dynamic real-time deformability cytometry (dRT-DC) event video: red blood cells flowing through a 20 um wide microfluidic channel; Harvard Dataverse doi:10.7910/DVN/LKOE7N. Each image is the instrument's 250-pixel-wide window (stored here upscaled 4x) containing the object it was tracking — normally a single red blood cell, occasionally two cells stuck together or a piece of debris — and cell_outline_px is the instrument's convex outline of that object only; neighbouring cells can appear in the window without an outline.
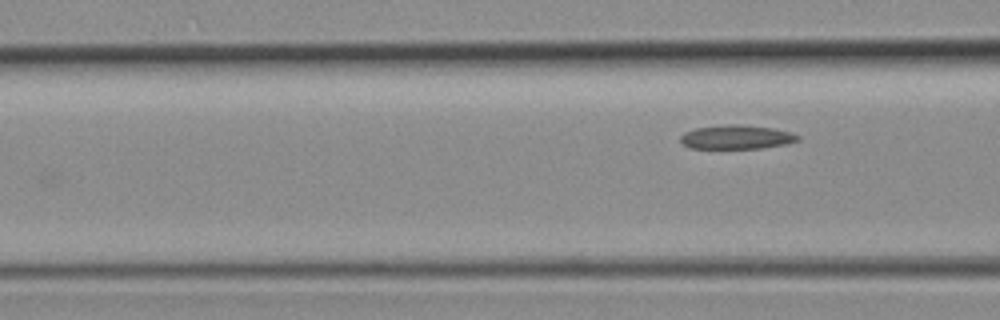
{"species": "common noctule bat (a hibernating species)", "species_latin": "Nyctalus noctula", "temperature_condition": "room temperature", "stored_images_in_passage": 4, "camera_frame_rate_fps": 3000, "um_per_image_px": 0.085, "animal": {"sex": "female", "body_mass_g": 19.3, "forearm_length_mm": 54.1}, "frame": {"image": 1, "passage_image": 4, "time_ms": 1.0, "image_size_px": [1000, 320], "cell_outline_px": [[800, 140], [784, 144], [760, 148], [688, 148], [680, 140], [680, 136], [684, 132], [696, 128], [724, 124], [740, 124], [772, 128], [788, 132], [800, 136]], "centroid_in_image_um": [62.57, 11.64], "position_along_channel_um": 104.0, "area_um2": 16.3}}